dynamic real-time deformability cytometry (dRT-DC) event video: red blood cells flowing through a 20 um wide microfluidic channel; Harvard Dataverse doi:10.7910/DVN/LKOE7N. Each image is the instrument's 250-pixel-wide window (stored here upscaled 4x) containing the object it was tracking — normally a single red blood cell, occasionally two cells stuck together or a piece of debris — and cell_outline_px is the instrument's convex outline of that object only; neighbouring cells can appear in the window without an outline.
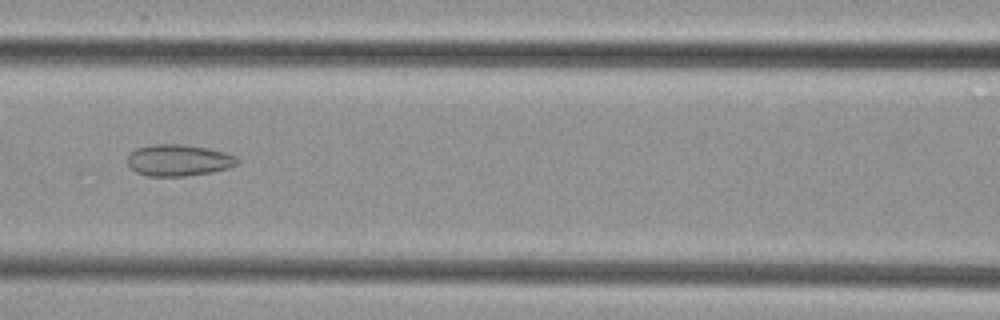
{"species": "common noctule bat (a hibernating species)", "species_latin": "Nyctalus noctula", "temperature_condition": "cold", "stored_images_in_passage": 7, "camera_frame_rate_fps": 3000, "um_per_image_px": 0.085, "animal": {"sex": "female", "body_mass_g": 29.2, "forearm_length_mm": 56.3}, "frame": {"image": 1, "passage_image": 7, "time_ms": 8.0, "image_size_px": [1000, 320], "cell_outline_px": [[240, 164], [228, 168], [212, 172], [184, 176], [148, 176], [136, 172], [128, 164], [128, 156], [136, 148], [152, 144], [184, 144], [208, 148], [224, 152], [236, 156], [240, 160]], "centroid_in_image_um": [15.22, 13.62], "position_along_channel_um": 151.4, "area_um2": 20.29}}